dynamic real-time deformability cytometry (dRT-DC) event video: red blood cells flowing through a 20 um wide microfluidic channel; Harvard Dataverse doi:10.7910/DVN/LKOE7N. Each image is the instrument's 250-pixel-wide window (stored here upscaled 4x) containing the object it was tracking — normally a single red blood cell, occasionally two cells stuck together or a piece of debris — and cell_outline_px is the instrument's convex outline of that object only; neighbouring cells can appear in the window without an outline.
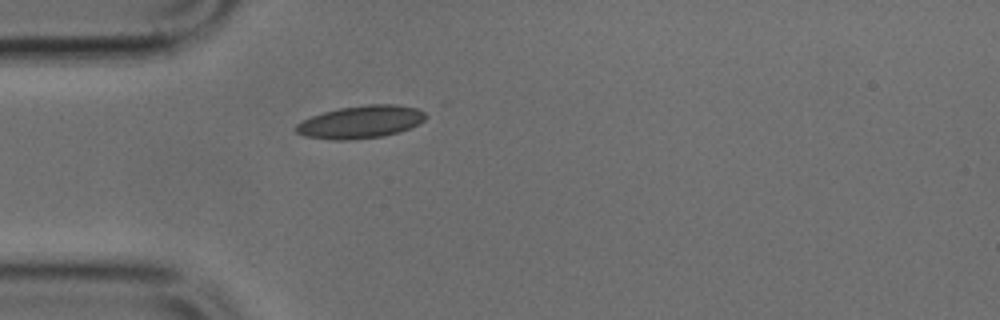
{"species": "common noctule bat (a hibernating species)", "species_latin": "Nyctalus noctula", "temperature_condition": "cold", "stored_images_in_passage": 36, "camera_frame_rate_fps": 3000, "um_per_image_px": 0.085, "animal": {"sex": "male", "body_mass_g": 17.9, "forearm_length_mm": 54.2}, "frame": {"image": 1, "passage_image": 1, "time_ms": 0.0, "image_size_px": [1000, 320], "cell_outline_px": [[428, 116], [424, 120], [400, 132], [384, 136], [348, 140], [336, 140], [304, 136], [296, 132], [296, 124], [312, 116], [324, 112], [340, 108], [368, 104], [396, 104], [416, 108], [424, 112]], "centroid_in_image_um": [30.67, 10.36], "position_along_channel_um": 54.3, "area_um2": 24.51}}
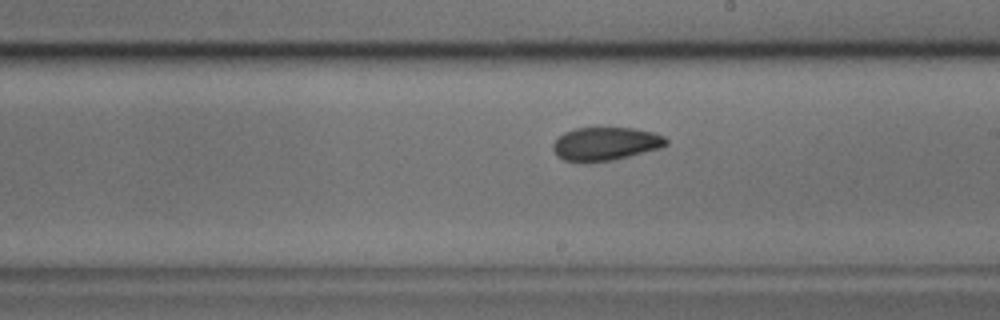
{"frame": {"image": 2, "passage_image": 15, "time_ms": 4.667, "image_size_px": [1000, 320], "cell_outline_px": [[668, 144], [660, 148], [612, 160], [564, 160], [556, 156], [552, 148], [552, 144], [564, 132], [576, 128], [632, 128], [652, 132], [664, 136], [668, 140]], "centroid_in_image_um": [51.48, 12.2], "position_along_channel_um": 237.5, "area_um2": 21.44}}
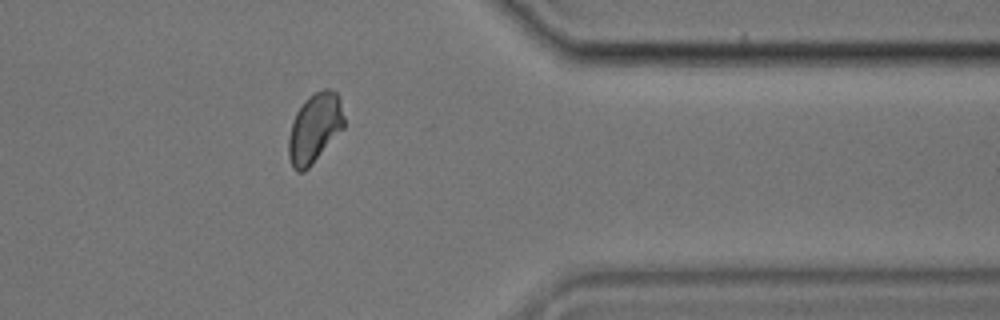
{"frame": {"image": 3, "passage_image": 27, "time_ms": 8.667, "image_size_px": [1000, 320], "cell_outline_px": [[344, 128], [312, 164], [304, 172], [296, 172], [292, 168], [288, 156], [288, 140], [292, 124], [296, 112], [304, 100], [308, 96], [324, 88], [328, 88], [336, 92], [340, 100], [344, 116]], "centroid_in_image_um": [26.74, 10.9], "position_along_channel_um": 384.7, "area_um2": 22.54}}